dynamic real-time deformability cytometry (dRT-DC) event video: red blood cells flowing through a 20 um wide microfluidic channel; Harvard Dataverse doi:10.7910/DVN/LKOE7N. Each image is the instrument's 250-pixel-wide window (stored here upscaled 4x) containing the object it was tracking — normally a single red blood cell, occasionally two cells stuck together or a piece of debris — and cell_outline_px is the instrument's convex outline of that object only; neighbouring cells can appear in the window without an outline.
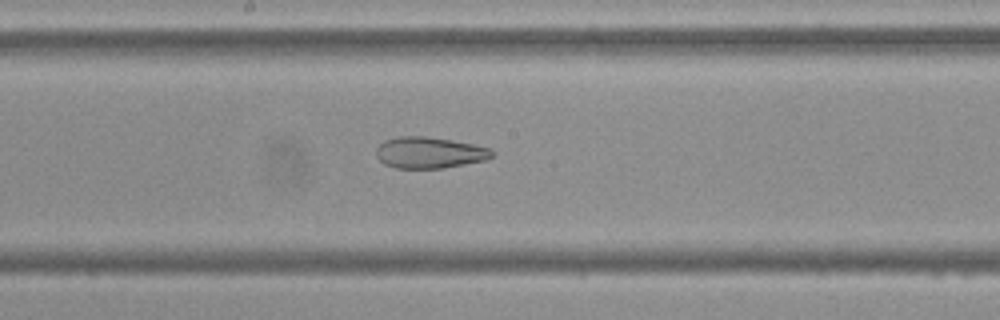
{"species": "Egyptian fruit bat (a non-hibernating species)", "species_latin": "Rousettus aegyptiacus", "temperature_condition": "cold", "stored_images_in_passage": 55, "camera_frame_rate_fps": 3000, "um_per_image_px": 0.085, "frame": {"image": 1, "passage_image": 29, "time_ms": 9.333, "image_size_px": [1000, 320], "cell_outline_px": [[496, 152], [492, 156], [484, 160], [444, 168], [396, 168], [384, 164], [376, 156], [376, 148], [384, 140], [396, 136], [424, 136], [452, 140], [492, 148]], "centroid_in_image_um": [36.49, 12.96], "position_along_channel_um": 211.7, "area_um2": 21.21}}
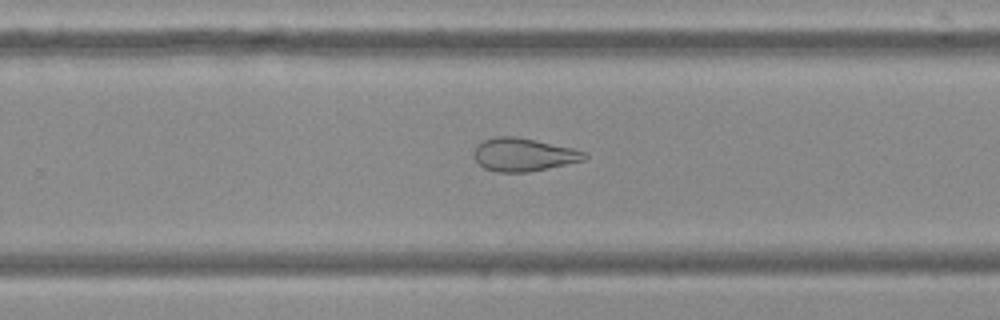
{"frame": {"image": 2, "passage_image": 35, "time_ms": 11.333, "image_size_px": [1000, 320], "cell_outline_px": [[588, 156], [584, 160], [548, 168], [528, 172], [496, 172], [484, 168], [472, 156], [472, 152], [476, 144], [484, 140], [496, 136], [512, 136], [572, 148], [588, 152]], "centroid_in_image_um": [44.46, 13.15], "position_along_channel_um": 285.3, "area_um2": 21.27}}
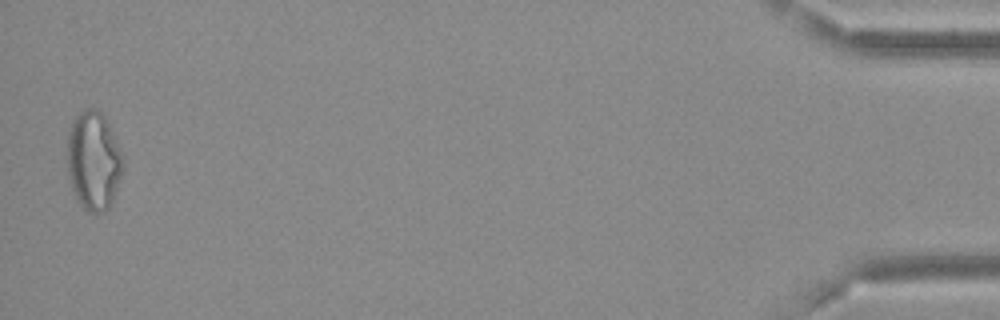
{"frame": {"image": 3, "passage_image": 54, "time_ms": 17.667, "image_size_px": [1000, 320], "cell_outline_px": [[124, 168], [112, 200], [108, 208], [104, 212], [96, 216], [88, 212], [80, 204], [72, 188], [68, 176], [68, 132], [72, 120], [80, 112], [88, 108], [96, 108], [108, 120], [124, 156]], "centroid_in_image_um": [7.98, 13.66], "position_along_channel_um": 427.2, "area_um2": 32.48}, "authors_computed_cell_mechanics": {"area_um2": 27.9752, "velocity_mm_per_s": 3.688, "shape_relaxation_time_tau1_ms": null, "shape_relaxation_time_tau2_ms": 3.3901, "deformation_change_tau1": null, "deformation_change_tau2": 0.1258}}